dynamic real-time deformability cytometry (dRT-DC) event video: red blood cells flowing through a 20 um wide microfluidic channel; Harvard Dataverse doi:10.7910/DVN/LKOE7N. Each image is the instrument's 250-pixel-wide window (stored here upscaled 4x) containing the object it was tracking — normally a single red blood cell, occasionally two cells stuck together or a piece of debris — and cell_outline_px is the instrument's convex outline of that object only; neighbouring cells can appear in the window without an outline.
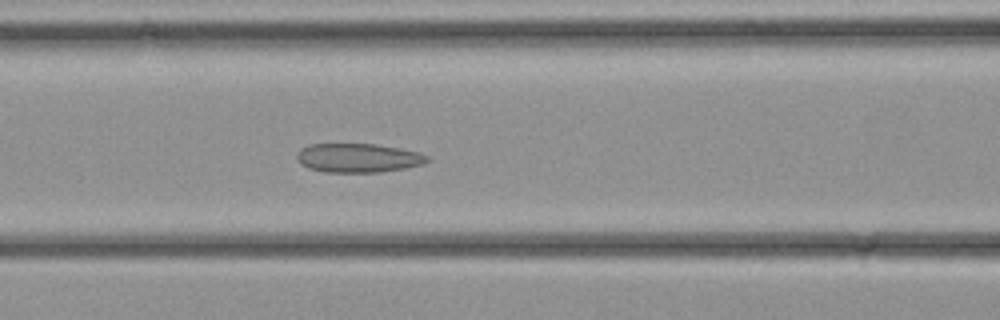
{"species": "common noctule bat (a hibernating species)", "species_latin": "Nyctalus noctula", "temperature_condition": "cold", "stored_images_in_passage": 34, "camera_frame_rate_fps": 3000, "um_per_image_px": 0.085, "animal": {"sex": "female", "body_mass_g": 21.9}, "frame": {"image": 1, "passage_image": 14, "time_ms": 4.333, "image_size_px": [1000, 320], "cell_outline_px": [[428, 160], [424, 164], [404, 168], [380, 172], [324, 172], [308, 168], [300, 164], [296, 160], [296, 152], [300, 148], [308, 144], [376, 144], [400, 148], [420, 152], [428, 156]], "centroid_in_image_um": [30.4, 13.42], "position_along_channel_um": 136.2, "area_um2": 22.25}}
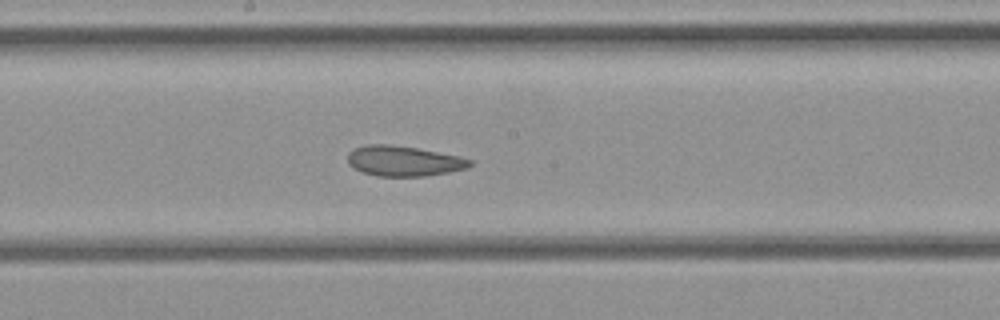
{"frame": {"image": 2, "passage_image": 18, "time_ms": 5.667, "image_size_px": [1000, 320], "cell_outline_px": [[472, 164], [468, 168], [448, 172], [424, 176], [376, 176], [360, 172], [352, 168], [348, 164], [348, 152], [352, 148], [368, 144], [388, 144], [416, 148], [460, 156], [472, 160]], "centroid_in_image_um": [34.27, 13.68], "position_along_channel_um": 213.9, "area_um2": 21.73}}
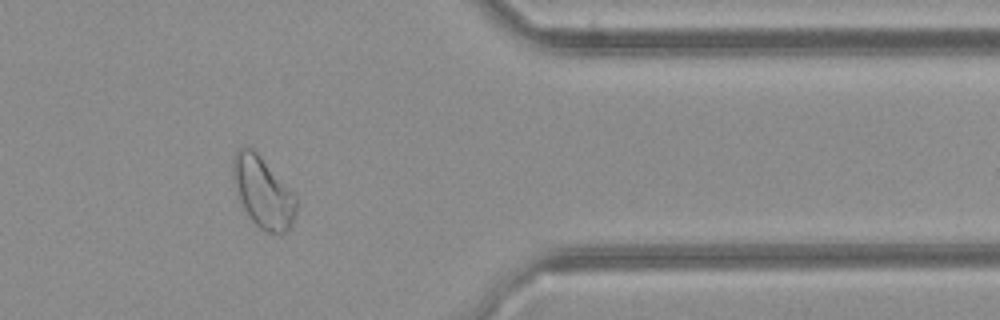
{"frame": {"image": 3, "passage_image": 28, "time_ms": 9.0, "image_size_px": [1000, 320], "cell_outline_px": [[296, 212], [292, 224], [288, 232], [280, 236], [268, 232], [260, 228], [248, 216], [236, 196], [232, 176], [232, 156], [244, 144], [252, 148], [260, 156], [296, 196]], "centroid_in_image_um": [22.32, 16.36], "position_along_channel_um": 389.1, "area_um2": 26.47}}